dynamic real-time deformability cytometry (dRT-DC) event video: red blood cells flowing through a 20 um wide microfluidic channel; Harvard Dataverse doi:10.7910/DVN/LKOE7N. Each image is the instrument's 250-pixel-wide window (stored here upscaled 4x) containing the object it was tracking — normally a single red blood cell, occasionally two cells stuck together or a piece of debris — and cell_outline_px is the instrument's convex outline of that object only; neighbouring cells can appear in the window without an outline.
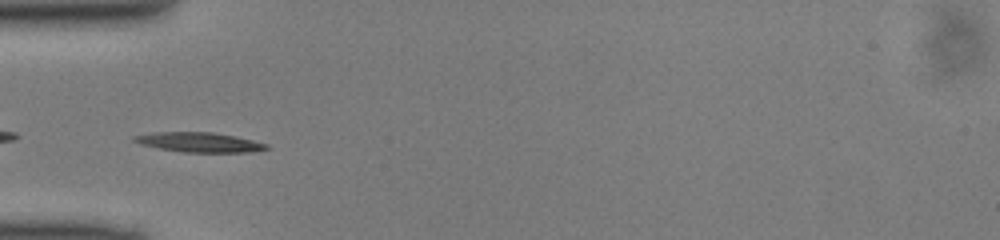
{"species": "common noctule bat (a hibernating species)", "species_latin": "Nyctalus noctula", "temperature_condition": "cold", "stored_images_in_passage": 34, "camera_frame_rate_fps": 3000, "um_per_image_px": 0.085, "animal": {"sex": "male", "body_mass_g": 13.0, "forearm_length_mm": 53.1}, "frame": {"image": 1, "passage_image": 1, "time_ms": 0.0, "image_size_px": [1000, 240], "cell_outline_px": [[268, 148], [248, 152], [184, 152], [160, 148], [140, 144], [132, 140], [132, 136], [152, 132], [212, 132], [236, 136], [268, 144]], "centroid_in_image_um": [16.9, 12.08], "position_along_channel_um": 68.1, "area_um2": 15.09}}
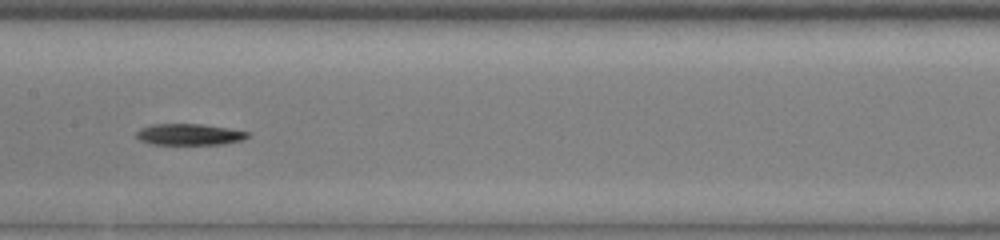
{"frame": {"image": 2, "passage_image": 10, "time_ms": 3.0, "image_size_px": [1000, 240], "cell_outline_px": [[248, 136], [240, 140], [224, 144], [152, 144], [140, 140], [136, 136], [136, 132], [140, 128], [152, 124], [200, 124], [228, 128], [248, 132]], "centroid_in_image_um": [16.04, 11.42], "position_along_channel_um": 191.4, "area_um2": 13.64}}